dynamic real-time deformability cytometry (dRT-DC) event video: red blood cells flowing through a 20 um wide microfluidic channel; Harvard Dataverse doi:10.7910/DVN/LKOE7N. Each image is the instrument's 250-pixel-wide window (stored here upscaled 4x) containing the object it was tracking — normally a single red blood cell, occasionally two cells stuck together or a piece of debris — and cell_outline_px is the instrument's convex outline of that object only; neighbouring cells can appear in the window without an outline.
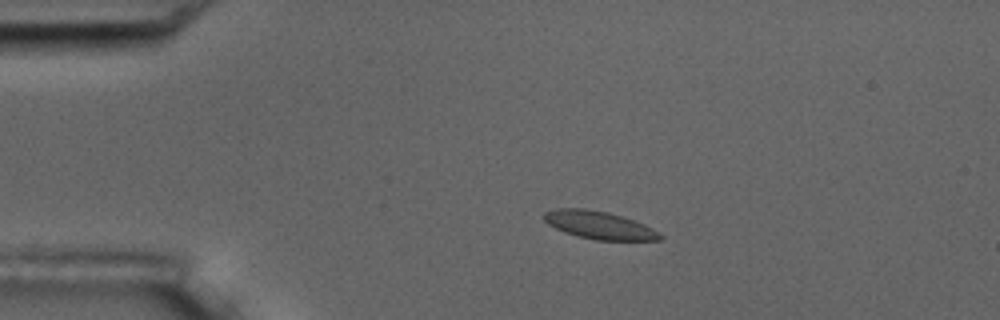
{"species": "common noctule bat (a hibernating species)", "species_latin": "Nyctalus noctula", "temperature_condition": "room temperature", "stored_images_in_passage": 16, "camera_frame_rate_fps": 3000, "um_per_image_px": 0.085, "animal": {"sex": "male", "body_mass_g": 17.5, "forearm_length_mm": 52.3}, "frame": {"image": 1, "passage_image": 3, "time_ms": 2.667, "image_size_px": [1000, 320], "cell_outline_px": [[664, 236], [660, 240], [596, 240], [564, 232], [548, 224], [544, 220], [544, 212], [556, 208], [584, 208], [608, 212], [644, 224], [652, 228]], "centroid_in_image_um": [50.92, 19.13], "position_along_channel_um": 34.1, "area_um2": 18.61}}
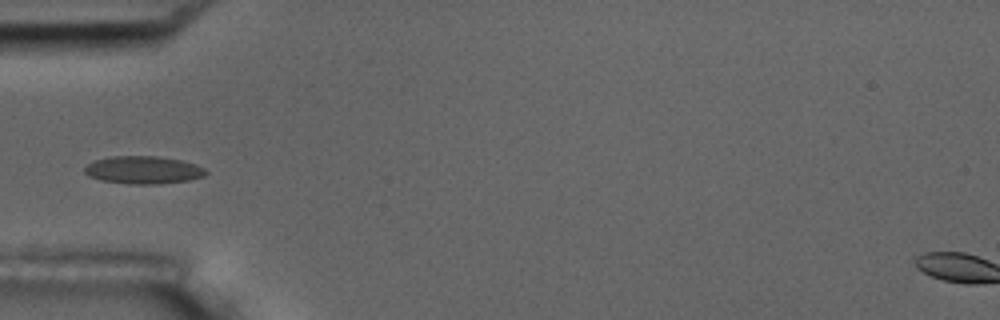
{"frame": {"image": 2, "passage_image": 5, "time_ms": 5.0, "image_size_px": [1000, 320], "cell_outline_px": [[208, 172], [204, 176], [188, 180], [156, 184], [128, 184], [100, 180], [88, 176], [84, 172], [84, 168], [92, 160], [112, 156], [156, 156], [180, 160], [196, 164], [204, 168]], "centroid_in_image_um": [12.15, 14.44], "position_along_channel_um": 72.9, "area_um2": 19.65}}
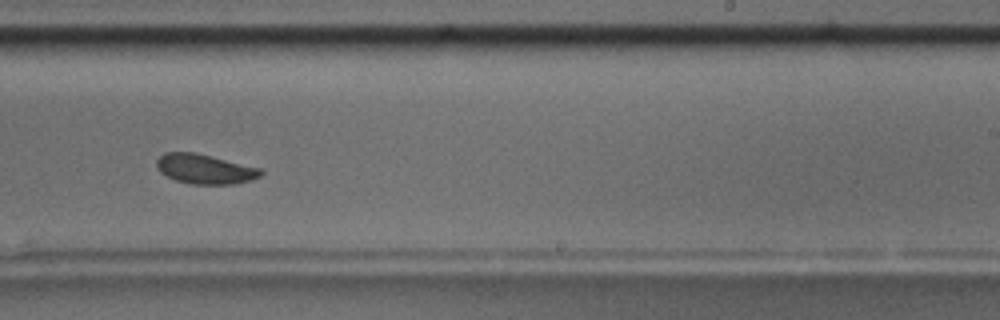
{"frame": {"image": 3, "passage_image": 10, "time_ms": 10.667, "image_size_px": [1000, 320], "cell_outline_px": [[264, 172], [260, 176], [252, 180], [236, 184], [192, 184], [176, 180], [160, 172], [156, 168], [156, 160], [164, 152], [196, 152], [260, 168]], "centroid_in_image_um": [17.41, 14.36], "position_along_channel_um": 271.6, "area_um2": 18.09}, "authors_computed_cell_mechanics": {"area_um2": 18.496, "velocity_mm_per_s": 3.5133, "shape_relaxation_time_tau1_ms": 4.1519, "shape_relaxation_time_tau2_ms": null, "deformation_change_tau1": 0.0935, "deformation_change_tau2": null}}